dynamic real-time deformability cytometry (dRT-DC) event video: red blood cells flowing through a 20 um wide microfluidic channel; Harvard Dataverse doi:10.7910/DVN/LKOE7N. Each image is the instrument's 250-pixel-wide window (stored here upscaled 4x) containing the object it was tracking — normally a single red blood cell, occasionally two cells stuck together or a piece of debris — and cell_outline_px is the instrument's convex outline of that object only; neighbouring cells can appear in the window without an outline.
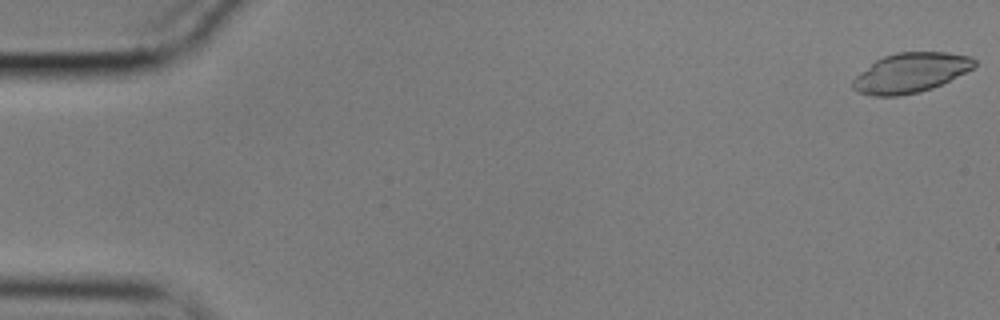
{"species": "common noctule bat (a hibernating species)", "species_latin": "Nyctalus noctula", "temperature_condition": "cold", "stored_images_in_passage": 56, "camera_frame_rate_fps": 3000, "um_per_image_px": 0.085, "animal": {"sex": "male", "body_mass_g": 17.9}, "frame": {"image": 1, "passage_image": 1, "time_ms": 0.0, "image_size_px": [1000, 320], "cell_outline_px": [[976, 64], [972, 68], [932, 88], [920, 92], [900, 96], [872, 96], [856, 92], [852, 88], [852, 80], [860, 72], [876, 60], [884, 56], [896, 52], [948, 52], [972, 56], [976, 60]], "centroid_in_image_um": [77.37, 6.18], "position_along_channel_um": 7.6, "area_um2": 28.09}}